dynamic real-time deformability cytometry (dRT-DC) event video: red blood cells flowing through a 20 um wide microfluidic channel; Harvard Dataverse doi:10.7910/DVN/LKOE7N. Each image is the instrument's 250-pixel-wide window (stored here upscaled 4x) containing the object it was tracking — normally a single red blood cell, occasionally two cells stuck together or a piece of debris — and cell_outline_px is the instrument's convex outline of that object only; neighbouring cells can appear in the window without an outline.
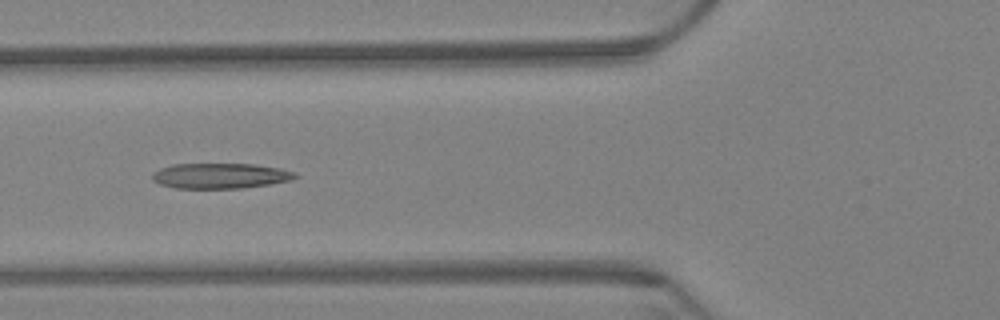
{"species": "Egyptian fruit bat (a non-hibernating species)", "species_latin": "Rousettus aegyptiacus", "temperature_condition": "warm", "stored_images_in_passage": 7, "camera_frame_rate_fps": 3000, "um_per_image_px": 0.085, "animal": {"sex": "female"}, "frame": {"image": 1, "passage_image": 6, "time_ms": 1.667, "image_size_px": [1000, 320], "cell_outline_px": [[300, 176], [288, 180], [268, 184], [240, 188], [176, 188], [160, 184], [152, 180], [152, 176], [160, 168], [172, 164], [252, 164], [280, 168], [296, 172]], "centroid_in_image_um": [18.73, 14.94], "position_along_channel_um": 107.1, "area_um2": 20.92}}
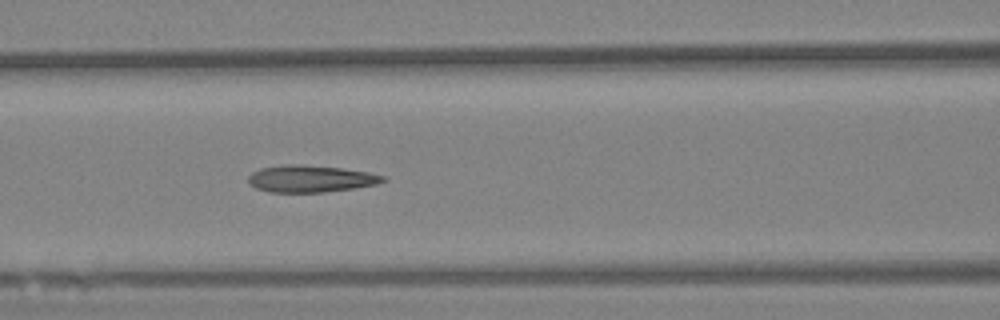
{"frame": {"image": 2, "passage_image": 7, "time_ms": 2.0, "image_size_px": [1000, 320], "cell_outline_px": [[388, 180], [376, 184], [352, 188], [324, 192], [268, 192], [256, 188], [248, 184], [248, 176], [252, 172], [260, 168], [284, 164], [300, 164], [344, 168], [368, 172], [388, 176]], "centroid_in_image_um": [26.4, 15.18], "position_along_channel_um": 140.2, "area_um2": 21.39}}